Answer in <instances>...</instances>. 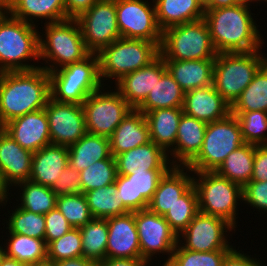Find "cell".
I'll return each mask as SVG.
<instances>
[{"label":"cell","instance_id":"obj_55","mask_svg":"<svg viewBox=\"0 0 267 266\" xmlns=\"http://www.w3.org/2000/svg\"><path fill=\"white\" fill-rule=\"evenodd\" d=\"M242 3L241 0H208L204 4V10L232 7Z\"/></svg>","mask_w":267,"mask_h":266},{"label":"cell","instance_id":"obj_21","mask_svg":"<svg viewBox=\"0 0 267 266\" xmlns=\"http://www.w3.org/2000/svg\"><path fill=\"white\" fill-rule=\"evenodd\" d=\"M32 155L0 128V172L8 187L30 179Z\"/></svg>","mask_w":267,"mask_h":266},{"label":"cell","instance_id":"obj_37","mask_svg":"<svg viewBox=\"0 0 267 266\" xmlns=\"http://www.w3.org/2000/svg\"><path fill=\"white\" fill-rule=\"evenodd\" d=\"M83 257L94 262L106 258L108 225L106 219H93L79 228Z\"/></svg>","mask_w":267,"mask_h":266},{"label":"cell","instance_id":"obj_57","mask_svg":"<svg viewBox=\"0 0 267 266\" xmlns=\"http://www.w3.org/2000/svg\"><path fill=\"white\" fill-rule=\"evenodd\" d=\"M0 266H29V265L18 262L14 259H10L5 256V258L1 261Z\"/></svg>","mask_w":267,"mask_h":266},{"label":"cell","instance_id":"obj_4","mask_svg":"<svg viewBox=\"0 0 267 266\" xmlns=\"http://www.w3.org/2000/svg\"><path fill=\"white\" fill-rule=\"evenodd\" d=\"M44 26L45 34L39 36V59L53 63L41 67L47 72L79 62L91 54L76 19L44 23ZM43 35H46L45 39Z\"/></svg>","mask_w":267,"mask_h":266},{"label":"cell","instance_id":"obj_35","mask_svg":"<svg viewBox=\"0 0 267 266\" xmlns=\"http://www.w3.org/2000/svg\"><path fill=\"white\" fill-rule=\"evenodd\" d=\"M9 242H6L5 256L18 262L34 265L47 260V244L43 239H37L9 233Z\"/></svg>","mask_w":267,"mask_h":266},{"label":"cell","instance_id":"obj_51","mask_svg":"<svg viewBox=\"0 0 267 266\" xmlns=\"http://www.w3.org/2000/svg\"><path fill=\"white\" fill-rule=\"evenodd\" d=\"M260 259L251 258L240 250L232 248L225 256L221 266H263Z\"/></svg>","mask_w":267,"mask_h":266},{"label":"cell","instance_id":"obj_2","mask_svg":"<svg viewBox=\"0 0 267 266\" xmlns=\"http://www.w3.org/2000/svg\"><path fill=\"white\" fill-rule=\"evenodd\" d=\"M50 93V76L43 68L0 73V127L10 120L44 109Z\"/></svg>","mask_w":267,"mask_h":266},{"label":"cell","instance_id":"obj_3","mask_svg":"<svg viewBox=\"0 0 267 266\" xmlns=\"http://www.w3.org/2000/svg\"><path fill=\"white\" fill-rule=\"evenodd\" d=\"M36 27L38 25L17 19L6 10L0 15V73L41 67L26 63L30 59L40 60V32Z\"/></svg>","mask_w":267,"mask_h":266},{"label":"cell","instance_id":"obj_24","mask_svg":"<svg viewBox=\"0 0 267 266\" xmlns=\"http://www.w3.org/2000/svg\"><path fill=\"white\" fill-rule=\"evenodd\" d=\"M187 172L191 174L192 171L188 167L171 166L160 179L147 209L152 213L164 216L178 198L193 185L194 178Z\"/></svg>","mask_w":267,"mask_h":266},{"label":"cell","instance_id":"obj_45","mask_svg":"<svg viewBox=\"0 0 267 266\" xmlns=\"http://www.w3.org/2000/svg\"><path fill=\"white\" fill-rule=\"evenodd\" d=\"M230 250L198 252L184 249L178 242L170 261L165 266H221Z\"/></svg>","mask_w":267,"mask_h":266},{"label":"cell","instance_id":"obj_30","mask_svg":"<svg viewBox=\"0 0 267 266\" xmlns=\"http://www.w3.org/2000/svg\"><path fill=\"white\" fill-rule=\"evenodd\" d=\"M156 20L163 31L171 26L204 18V4L200 0H153Z\"/></svg>","mask_w":267,"mask_h":266},{"label":"cell","instance_id":"obj_6","mask_svg":"<svg viewBox=\"0 0 267 266\" xmlns=\"http://www.w3.org/2000/svg\"><path fill=\"white\" fill-rule=\"evenodd\" d=\"M266 62L267 58L260 50L218 53L214 63L213 86L232 106Z\"/></svg>","mask_w":267,"mask_h":266},{"label":"cell","instance_id":"obj_48","mask_svg":"<svg viewBox=\"0 0 267 266\" xmlns=\"http://www.w3.org/2000/svg\"><path fill=\"white\" fill-rule=\"evenodd\" d=\"M73 228L57 209L50 210L45 214V237L44 240L48 245L50 242L59 239Z\"/></svg>","mask_w":267,"mask_h":266},{"label":"cell","instance_id":"obj_40","mask_svg":"<svg viewBox=\"0 0 267 266\" xmlns=\"http://www.w3.org/2000/svg\"><path fill=\"white\" fill-rule=\"evenodd\" d=\"M198 209V196L192 185L164 215L171 229L179 236L190 224Z\"/></svg>","mask_w":267,"mask_h":266},{"label":"cell","instance_id":"obj_38","mask_svg":"<svg viewBox=\"0 0 267 266\" xmlns=\"http://www.w3.org/2000/svg\"><path fill=\"white\" fill-rule=\"evenodd\" d=\"M267 112V62L231 106V111Z\"/></svg>","mask_w":267,"mask_h":266},{"label":"cell","instance_id":"obj_46","mask_svg":"<svg viewBox=\"0 0 267 266\" xmlns=\"http://www.w3.org/2000/svg\"><path fill=\"white\" fill-rule=\"evenodd\" d=\"M83 256L79 228H71L66 234L47 245V260L58 262Z\"/></svg>","mask_w":267,"mask_h":266},{"label":"cell","instance_id":"obj_49","mask_svg":"<svg viewBox=\"0 0 267 266\" xmlns=\"http://www.w3.org/2000/svg\"><path fill=\"white\" fill-rule=\"evenodd\" d=\"M244 203L255 209L267 211V181L250 180L243 188Z\"/></svg>","mask_w":267,"mask_h":266},{"label":"cell","instance_id":"obj_52","mask_svg":"<svg viewBox=\"0 0 267 266\" xmlns=\"http://www.w3.org/2000/svg\"><path fill=\"white\" fill-rule=\"evenodd\" d=\"M100 0H64L67 19H76Z\"/></svg>","mask_w":267,"mask_h":266},{"label":"cell","instance_id":"obj_41","mask_svg":"<svg viewBox=\"0 0 267 266\" xmlns=\"http://www.w3.org/2000/svg\"><path fill=\"white\" fill-rule=\"evenodd\" d=\"M79 173L82 193L111 185L117 177L115 158L111 155L108 159L96 161Z\"/></svg>","mask_w":267,"mask_h":266},{"label":"cell","instance_id":"obj_16","mask_svg":"<svg viewBox=\"0 0 267 266\" xmlns=\"http://www.w3.org/2000/svg\"><path fill=\"white\" fill-rule=\"evenodd\" d=\"M51 144L70 146L86 133L83 107L75 103H59L50 98L45 106Z\"/></svg>","mask_w":267,"mask_h":266},{"label":"cell","instance_id":"obj_31","mask_svg":"<svg viewBox=\"0 0 267 266\" xmlns=\"http://www.w3.org/2000/svg\"><path fill=\"white\" fill-rule=\"evenodd\" d=\"M182 114V108H161L144 114L148 123L150 141L166 153L175 145Z\"/></svg>","mask_w":267,"mask_h":266},{"label":"cell","instance_id":"obj_1","mask_svg":"<svg viewBox=\"0 0 267 266\" xmlns=\"http://www.w3.org/2000/svg\"><path fill=\"white\" fill-rule=\"evenodd\" d=\"M250 4L205 10L208 26L217 53L251 52L262 49L260 35L250 10ZM263 39V40H262Z\"/></svg>","mask_w":267,"mask_h":266},{"label":"cell","instance_id":"obj_20","mask_svg":"<svg viewBox=\"0 0 267 266\" xmlns=\"http://www.w3.org/2000/svg\"><path fill=\"white\" fill-rule=\"evenodd\" d=\"M166 71L165 61L159 55L149 65L124 75L115 83L116 89L133 109H137Z\"/></svg>","mask_w":267,"mask_h":266},{"label":"cell","instance_id":"obj_27","mask_svg":"<svg viewBox=\"0 0 267 266\" xmlns=\"http://www.w3.org/2000/svg\"><path fill=\"white\" fill-rule=\"evenodd\" d=\"M113 157L150 142L145 115L137 109L131 110L109 137Z\"/></svg>","mask_w":267,"mask_h":266},{"label":"cell","instance_id":"obj_50","mask_svg":"<svg viewBox=\"0 0 267 266\" xmlns=\"http://www.w3.org/2000/svg\"><path fill=\"white\" fill-rule=\"evenodd\" d=\"M251 180L267 181V145H256Z\"/></svg>","mask_w":267,"mask_h":266},{"label":"cell","instance_id":"obj_39","mask_svg":"<svg viewBox=\"0 0 267 266\" xmlns=\"http://www.w3.org/2000/svg\"><path fill=\"white\" fill-rule=\"evenodd\" d=\"M18 185V186H17ZM22 190L21 204L18 207L36 214H47L56 208V194L50 187L40 185L31 180L23 181L15 185Z\"/></svg>","mask_w":267,"mask_h":266},{"label":"cell","instance_id":"obj_14","mask_svg":"<svg viewBox=\"0 0 267 266\" xmlns=\"http://www.w3.org/2000/svg\"><path fill=\"white\" fill-rule=\"evenodd\" d=\"M134 216L141 259L149 263L155 253H166L169 256L162 265L165 266L170 261L178 244L177 234L171 229L164 216L152 213L148 209L135 211Z\"/></svg>","mask_w":267,"mask_h":266},{"label":"cell","instance_id":"obj_8","mask_svg":"<svg viewBox=\"0 0 267 266\" xmlns=\"http://www.w3.org/2000/svg\"><path fill=\"white\" fill-rule=\"evenodd\" d=\"M159 51L164 60L215 59L218 54L204 19L163 30Z\"/></svg>","mask_w":267,"mask_h":266},{"label":"cell","instance_id":"obj_32","mask_svg":"<svg viewBox=\"0 0 267 266\" xmlns=\"http://www.w3.org/2000/svg\"><path fill=\"white\" fill-rule=\"evenodd\" d=\"M69 165L78 172L86 169L96 161L111 156L108 137L86 133L76 143L68 146Z\"/></svg>","mask_w":267,"mask_h":266},{"label":"cell","instance_id":"obj_60","mask_svg":"<svg viewBox=\"0 0 267 266\" xmlns=\"http://www.w3.org/2000/svg\"><path fill=\"white\" fill-rule=\"evenodd\" d=\"M4 258H5V249H3V247H1L0 245V264Z\"/></svg>","mask_w":267,"mask_h":266},{"label":"cell","instance_id":"obj_18","mask_svg":"<svg viewBox=\"0 0 267 266\" xmlns=\"http://www.w3.org/2000/svg\"><path fill=\"white\" fill-rule=\"evenodd\" d=\"M23 149L32 153L51 144L45 109L16 117L1 127Z\"/></svg>","mask_w":267,"mask_h":266},{"label":"cell","instance_id":"obj_28","mask_svg":"<svg viewBox=\"0 0 267 266\" xmlns=\"http://www.w3.org/2000/svg\"><path fill=\"white\" fill-rule=\"evenodd\" d=\"M164 61L168 72L185 93L213 84L215 59Z\"/></svg>","mask_w":267,"mask_h":266},{"label":"cell","instance_id":"obj_33","mask_svg":"<svg viewBox=\"0 0 267 266\" xmlns=\"http://www.w3.org/2000/svg\"><path fill=\"white\" fill-rule=\"evenodd\" d=\"M184 97L185 92L167 70L137 110L146 114L161 108H182Z\"/></svg>","mask_w":267,"mask_h":266},{"label":"cell","instance_id":"obj_5","mask_svg":"<svg viewBox=\"0 0 267 266\" xmlns=\"http://www.w3.org/2000/svg\"><path fill=\"white\" fill-rule=\"evenodd\" d=\"M48 73L51 98L59 103L82 105L90 94L103 88L104 84L100 78L96 53Z\"/></svg>","mask_w":267,"mask_h":266},{"label":"cell","instance_id":"obj_36","mask_svg":"<svg viewBox=\"0 0 267 266\" xmlns=\"http://www.w3.org/2000/svg\"><path fill=\"white\" fill-rule=\"evenodd\" d=\"M94 219H107L131 212L118 196L115 183L84 193Z\"/></svg>","mask_w":267,"mask_h":266},{"label":"cell","instance_id":"obj_44","mask_svg":"<svg viewBox=\"0 0 267 266\" xmlns=\"http://www.w3.org/2000/svg\"><path fill=\"white\" fill-rule=\"evenodd\" d=\"M56 208L73 228H80L94 219L84 193L57 197Z\"/></svg>","mask_w":267,"mask_h":266},{"label":"cell","instance_id":"obj_13","mask_svg":"<svg viewBox=\"0 0 267 266\" xmlns=\"http://www.w3.org/2000/svg\"><path fill=\"white\" fill-rule=\"evenodd\" d=\"M117 25L122 38L142 39L159 47L162 30L156 20L155 3L144 0H116Z\"/></svg>","mask_w":267,"mask_h":266},{"label":"cell","instance_id":"obj_25","mask_svg":"<svg viewBox=\"0 0 267 266\" xmlns=\"http://www.w3.org/2000/svg\"><path fill=\"white\" fill-rule=\"evenodd\" d=\"M114 158L117 174L121 175L145 172V170H169L172 166L168 154L152 141L125 151Z\"/></svg>","mask_w":267,"mask_h":266},{"label":"cell","instance_id":"obj_22","mask_svg":"<svg viewBox=\"0 0 267 266\" xmlns=\"http://www.w3.org/2000/svg\"><path fill=\"white\" fill-rule=\"evenodd\" d=\"M182 110L197 120L211 123L226 118L231 113V106L212 84L186 92Z\"/></svg>","mask_w":267,"mask_h":266},{"label":"cell","instance_id":"obj_9","mask_svg":"<svg viewBox=\"0 0 267 266\" xmlns=\"http://www.w3.org/2000/svg\"><path fill=\"white\" fill-rule=\"evenodd\" d=\"M194 174L197 177H194ZM192 176L198 196L199 211L220 217L236 228L237 204H239L237 201L243 202L242 187L215 171L194 172Z\"/></svg>","mask_w":267,"mask_h":266},{"label":"cell","instance_id":"obj_19","mask_svg":"<svg viewBox=\"0 0 267 266\" xmlns=\"http://www.w3.org/2000/svg\"><path fill=\"white\" fill-rule=\"evenodd\" d=\"M106 258H141L134 212L107 218Z\"/></svg>","mask_w":267,"mask_h":266},{"label":"cell","instance_id":"obj_54","mask_svg":"<svg viewBox=\"0 0 267 266\" xmlns=\"http://www.w3.org/2000/svg\"><path fill=\"white\" fill-rule=\"evenodd\" d=\"M56 266H97V263L84 258L83 256L72 258V259H65L58 262H55Z\"/></svg>","mask_w":267,"mask_h":266},{"label":"cell","instance_id":"obj_58","mask_svg":"<svg viewBox=\"0 0 267 266\" xmlns=\"http://www.w3.org/2000/svg\"><path fill=\"white\" fill-rule=\"evenodd\" d=\"M30 266H56V264H55V262L46 260V261H43V262H40V263H37L34 265H30Z\"/></svg>","mask_w":267,"mask_h":266},{"label":"cell","instance_id":"obj_7","mask_svg":"<svg viewBox=\"0 0 267 266\" xmlns=\"http://www.w3.org/2000/svg\"><path fill=\"white\" fill-rule=\"evenodd\" d=\"M159 55V46L154 42L120 37L97 53L101 81L116 78L117 82L124 75L149 65Z\"/></svg>","mask_w":267,"mask_h":266},{"label":"cell","instance_id":"obj_53","mask_svg":"<svg viewBox=\"0 0 267 266\" xmlns=\"http://www.w3.org/2000/svg\"><path fill=\"white\" fill-rule=\"evenodd\" d=\"M147 261L141 258H105L97 262V266H148Z\"/></svg>","mask_w":267,"mask_h":266},{"label":"cell","instance_id":"obj_10","mask_svg":"<svg viewBox=\"0 0 267 266\" xmlns=\"http://www.w3.org/2000/svg\"><path fill=\"white\" fill-rule=\"evenodd\" d=\"M244 144L238 119L231 113L207 123L198 155L186 166L192 172L215 171L226 157Z\"/></svg>","mask_w":267,"mask_h":266},{"label":"cell","instance_id":"obj_15","mask_svg":"<svg viewBox=\"0 0 267 266\" xmlns=\"http://www.w3.org/2000/svg\"><path fill=\"white\" fill-rule=\"evenodd\" d=\"M232 230L236 231L226 220L199 211L178 236V242L184 249L198 252L231 250L233 246L229 245L230 242L227 241L225 233L227 231L230 233Z\"/></svg>","mask_w":267,"mask_h":266},{"label":"cell","instance_id":"obj_11","mask_svg":"<svg viewBox=\"0 0 267 266\" xmlns=\"http://www.w3.org/2000/svg\"><path fill=\"white\" fill-rule=\"evenodd\" d=\"M102 90L103 88L90 94L82 107L86 131L109 138L133 108L116 89L114 92Z\"/></svg>","mask_w":267,"mask_h":266},{"label":"cell","instance_id":"obj_59","mask_svg":"<svg viewBox=\"0 0 267 266\" xmlns=\"http://www.w3.org/2000/svg\"><path fill=\"white\" fill-rule=\"evenodd\" d=\"M5 11V0H0V15Z\"/></svg>","mask_w":267,"mask_h":266},{"label":"cell","instance_id":"obj_43","mask_svg":"<svg viewBox=\"0 0 267 266\" xmlns=\"http://www.w3.org/2000/svg\"><path fill=\"white\" fill-rule=\"evenodd\" d=\"M7 221L6 227L9 233H17L20 235L43 239L45 237V215L36 214L20 207L12 211Z\"/></svg>","mask_w":267,"mask_h":266},{"label":"cell","instance_id":"obj_47","mask_svg":"<svg viewBox=\"0 0 267 266\" xmlns=\"http://www.w3.org/2000/svg\"><path fill=\"white\" fill-rule=\"evenodd\" d=\"M50 188L57 197L82 193L80 173L67 165Z\"/></svg>","mask_w":267,"mask_h":266},{"label":"cell","instance_id":"obj_26","mask_svg":"<svg viewBox=\"0 0 267 266\" xmlns=\"http://www.w3.org/2000/svg\"><path fill=\"white\" fill-rule=\"evenodd\" d=\"M68 162V146L49 144L33 153L29 180L51 187Z\"/></svg>","mask_w":267,"mask_h":266},{"label":"cell","instance_id":"obj_42","mask_svg":"<svg viewBox=\"0 0 267 266\" xmlns=\"http://www.w3.org/2000/svg\"><path fill=\"white\" fill-rule=\"evenodd\" d=\"M231 114L235 115L240 123L244 143L267 145V112L231 111Z\"/></svg>","mask_w":267,"mask_h":266},{"label":"cell","instance_id":"obj_62","mask_svg":"<svg viewBox=\"0 0 267 266\" xmlns=\"http://www.w3.org/2000/svg\"><path fill=\"white\" fill-rule=\"evenodd\" d=\"M203 4H205L208 0H200Z\"/></svg>","mask_w":267,"mask_h":266},{"label":"cell","instance_id":"obj_23","mask_svg":"<svg viewBox=\"0 0 267 266\" xmlns=\"http://www.w3.org/2000/svg\"><path fill=\"white\" fill-rule=\"evenodd\" d=\"M206 126L207 123L182 114L175 145L167 153L168 157L170 153V156H173L172 160L170 159L172 166L186 167L198 155L204 141Z\"/></svg>","mask_w":267,"mask_h":266},{"label":"cell","instance_id":"obj_56","mask_svg":"<svg viewBox=\"0 0 267 266\" xmlns=\"http://www.w3.org/2000/svg\"><path fill=\"white\" fill-rule=\"evenodd\" d=\"M9 189L10 188L4 183V180H3L1 172H0V206L5 204V202L7 203V201H8L7 199H9L8 194H10Z\"/></svg>","mask_w":267,"mask_h":266},{"label":"cell","instance_id":"obj_34","mask_svg":"<svg viewBox=\"0 0 267 266\" xmlns=\"http://www.w3.org/2000/svg\"><path fill=\"white\" fill-rule=\"evenodd\" d=\"M255 149L256 145L244 143L232 151L215 172L243 188L253 174Z\"/></svg>","mask_w":267,"mask_h":266},{"label":"cell","instance_id":"obj_61","mask_svg":"<svg viewBox=\"0 0 267 266\" xmlns=\"http://www.w3.org/2000/svg\"><path fill=\"white\" fill-rule=\"evenodd\" d=\"M241 1H242V3H246V4H250L252 1H253V2H254V1H255V2H257V1H261V2H262V1H265V2L267 3V0H257V1H256V0H241Z\"/></svg>","mask_w":267,"mask_h":266},{"label":"cell","instance_id":"obj_12","mask_svg":"<svg viewBox=\"0 0 267 266\" xmlns=\"http://www.w3.org/2000/svg\"><path fill=\"white\" fill-rule=\"evenodd\" d=\"M87 49L98 53L121 37L117 25L116 0H100L76 18Z\"/></svg>","mask_w":267,"mask_h":266},{"label":"cell","instance_id":"obj_17","mask_svg":"<svg viewBox=\"0 0 267 266\" xmlns=\"http://www.w3.org/2000/svg\"><path fill=\"white\" fill-rule=\"evenodd\" d=\"M167 171L145 170L130 175L117 174L115 185L119 198L131 212L147 209L160 179Z\"/></svg>","mask_w":267,"mask_h":266},{"label":"cell","instance_id":"obj_29","mask_svg":"<svg viewBox=\"0 0 267 266\" xmlns=\"http://www.w3.org/2000/svg\"><path fill=\"white\" fill-rule=\"evenodd\" d=\"M5 10L13 17L35 25V19L46 23L67 19L64 0H5ZM34 19V20H33Z\"/></svg>","mask_w":267,"mask_h":266}]
</instances>
